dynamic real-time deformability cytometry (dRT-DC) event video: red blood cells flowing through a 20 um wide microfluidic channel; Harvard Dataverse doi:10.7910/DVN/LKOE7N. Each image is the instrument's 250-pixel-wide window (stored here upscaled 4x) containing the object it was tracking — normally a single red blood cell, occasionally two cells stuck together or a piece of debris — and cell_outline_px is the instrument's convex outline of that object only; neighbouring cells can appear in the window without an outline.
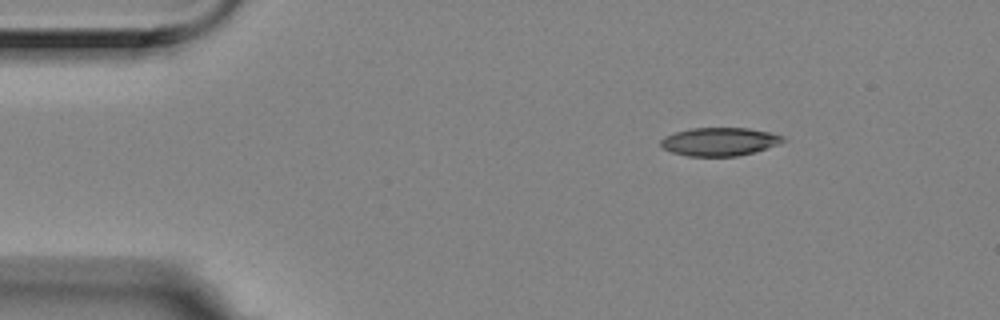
{"species": "Egyptian fruit bat (a non-hibernating species)", "species_latin": "Rousettus aegyptiacus", "temperature_condition": "room temperature", "stored_images_in_passage": 5, "camera_frame_rate_fps": 3000, "um_per_image_px": 0.085, "animal": {"sex": "female"}, "frame": {"image": 1, "passage_image": 1, "time_ms": 0.0, "image_size_px": [1000, 320], "cell_outline_px": [[788, 140], [780, 144], [756, 152], [736, 156], [688, 156], [672, 152], [664, 148], [660, 144], [660, 140], [664, 136], [676, 132], [692, 128], [748, 128], [768, 132], [784, 136]], "centroid_in_image_um": [61.2, 12.04], "position_along_channel_um": 23.8, "area_um2": 20.23}}
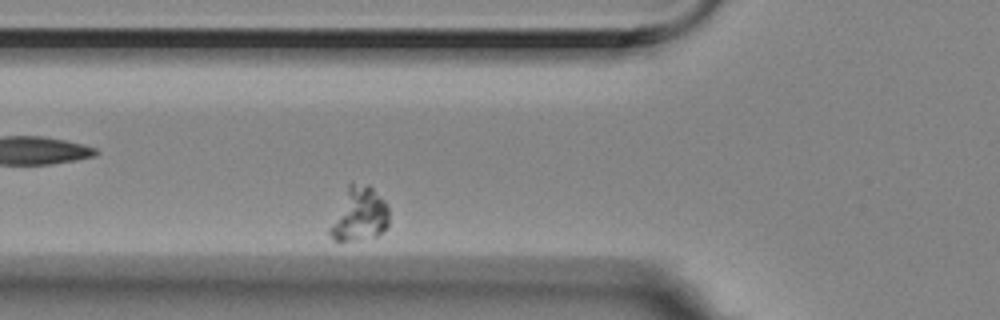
{"frame": {"image": 2, "passage_image": 5, "time_ms": 1.333, "image_size_px": [1000, 320], "cell_outline_px": [[388, 228], [384, 232], [376, 236], [348, 240], [332, 240], [328, 232], [328, 228], [348, 180], [368, 184], [388, 204]], "centroid_in_image_um": [30.51, 18.16], "position_along_channel_um": 95.3, "area_um2": 19.07}}